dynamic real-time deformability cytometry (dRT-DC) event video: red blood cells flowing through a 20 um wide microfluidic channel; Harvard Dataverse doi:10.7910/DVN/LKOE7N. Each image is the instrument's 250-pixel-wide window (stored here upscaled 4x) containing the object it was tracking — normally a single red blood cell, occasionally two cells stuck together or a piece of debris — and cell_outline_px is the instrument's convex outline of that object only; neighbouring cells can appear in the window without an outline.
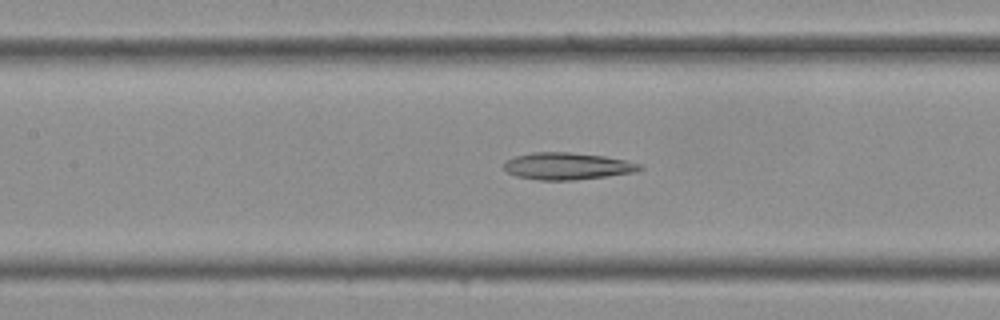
{"species": "Egyptian fruit bat (a non-hibernating species)", "species_latin": "Rousettus aegyptiacus", "temperature_condition": "cold", "stored_images_in_passage": 40, "camera_frame_rate_fps": 3000, "um_per_image_px": 0.085, "frame": {"image": 1, "passage_image": 18, "time_ms": 5.667, "image_size_px": [1000, 320], "cell_outline_px": [[644, 168], [636, 172], [572, 180], [540, 180], [516, 176], [508, 172], [504, 168], [504, 164], [508, 160], [516, 156], [532, 152], [568, 152], [604, 156], [644, 164]], "centroid_in_image_um": [48.25, 14.12], "position_along_channel_um": 159.1, "area_um2": 21.21}}
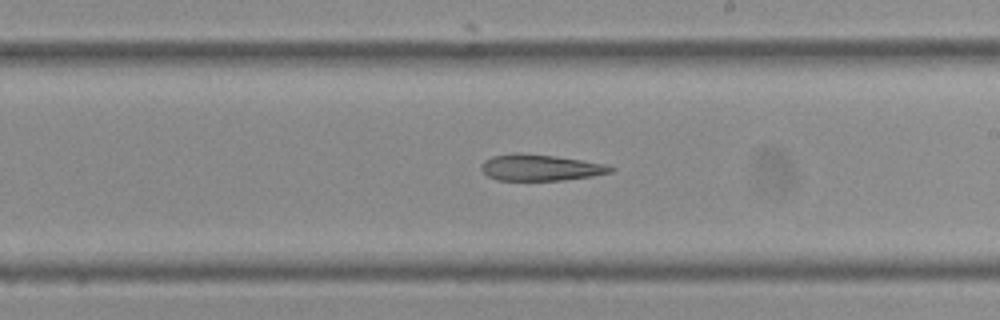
{"frame": {"image": 2, "passage_image": 23, "time_ms": 7.333, "image_size_px": [1000, 320], "cell_outline_px": [[616, 168], [612, 172], [592, 176], [564, 180], [496, 180], [488, 176], [480, 168], [480, 164], [484, 160], [492, 156], [512, 152], [520, 152], [556, 156], [608, 164]], "centroid_in_image_um": [45.92, 14.23], "position_along_channel_um": 243.1, "area_um2": 20.11}}
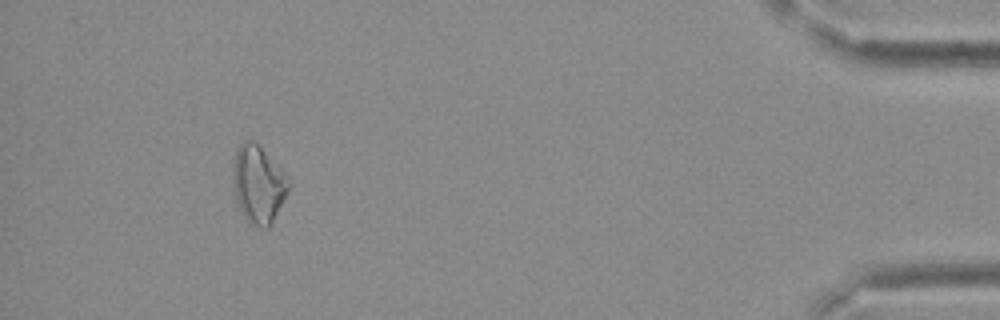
{"frame": {"image": 3, "passage_image": 37, "time_ms": 12.0, "image_size_px": [1000, 320], "cell_outline_px": [[288, 192], [272, 224], [268, 228], [260, 228], [252, 224], [244, 216], [236, 200], [236, 148], [244, 140], [252, 140], [260, 148], [284, 176], [288, 184]], "centroid_in_image_um": [21.97, 15.74], "position_along_channel_um": 413.2, "area_um2": 23.52}}